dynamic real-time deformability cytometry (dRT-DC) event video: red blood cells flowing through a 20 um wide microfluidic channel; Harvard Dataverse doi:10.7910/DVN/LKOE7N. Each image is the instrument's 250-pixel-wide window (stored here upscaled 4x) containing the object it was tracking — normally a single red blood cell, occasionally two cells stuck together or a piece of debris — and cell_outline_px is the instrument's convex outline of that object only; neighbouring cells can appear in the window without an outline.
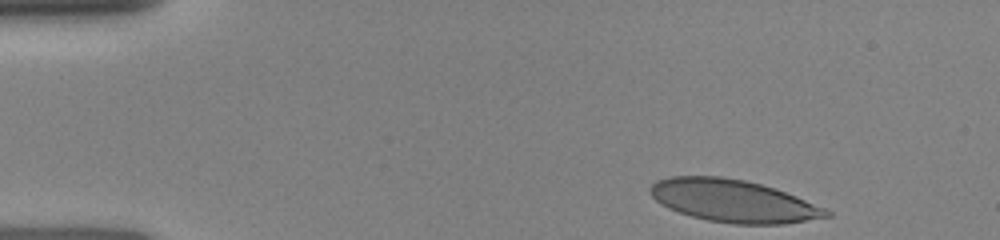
{"species": "human", "species_latin": "Homo sapiens", "temperature_condition": "room temperature", "stored_images_in_passage": 7, "camera_frame_rate_fps": 3000, "um_per_image_px": 0.085, "donor": {"sex": "female"}, "frame": {"image": 1, "passage_image": 1, "time_ms": 0.0, "image_size_px": [1000, 240], "cell_outline_px": [[832, 216], [784, 224], [732, 224], [708, 220], [692, 216], [668, 208], [660, 204], [652, 196], [648, 188], [656, 180], [668, 176], [720, 176], [744, 180], [776, 188], [796, 196], [824, 208], [832, 212]], "centroid_in_image_um": [62.31, 17.07], "position_along_channel_um": 22.7, "area_um2": 43.58}}
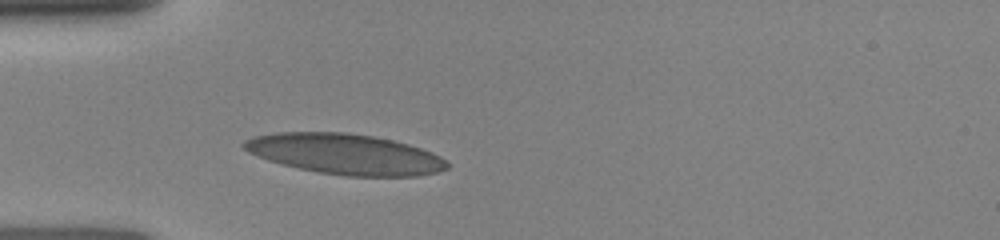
{"frame": {"image": 2, "passage_image": 5, "time_ms": 2.667, "image_size_px": [1000, 240], "cell_outline_px": [[448, 168], [440, 172], [416, 176], [344, 176], [316, 172], [268, 160], [248, 152], [240, 144], [244, 140], [252, 136], [276, 132], [344, 132], [372, 136], [392, 140], [408, 144], [432, 152], [440, 156], [448, 164]], "centroid_in_image_um": [29.32, 13.09], "position_along_channel_um": 55.7, "area_um2": 47.97}}
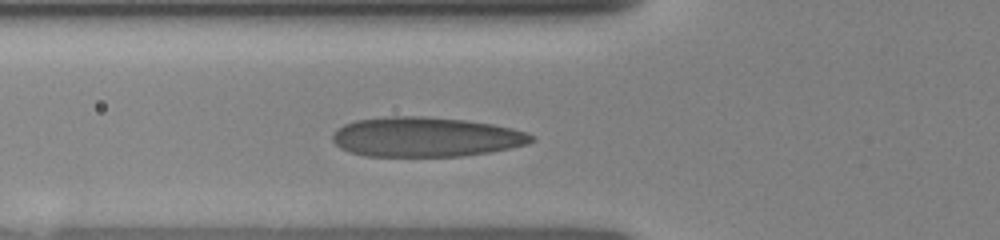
{"frame": {"image": 3, "passage_image": 7, "time_ms": 3.667, "image_size_px": [1000, 240], "cell_outline_px": [[536, 140], [528, 144], [488, 152], [460, 156], [364, 156], [348, 152], [340, 148], [332, 140], [332, 136], [336, 128], [344, 124], [356, 120], [388, 116], [424, 116], [464, 120], [492, 124], [512, 128], [528, 132], [536, 136]], "centroid_in_image_um": [36.18, 11.64], "position_along_channel_um": 89.6, "area_um2": 46.24}}